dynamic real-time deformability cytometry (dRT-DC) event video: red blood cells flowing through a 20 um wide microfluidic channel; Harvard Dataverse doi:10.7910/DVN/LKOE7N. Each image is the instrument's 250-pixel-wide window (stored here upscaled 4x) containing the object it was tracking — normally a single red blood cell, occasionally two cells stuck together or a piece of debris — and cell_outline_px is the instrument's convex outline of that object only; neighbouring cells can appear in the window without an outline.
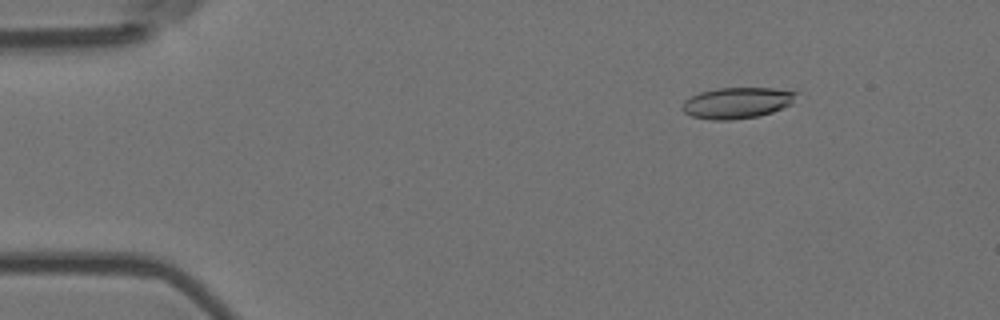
{"species": "Egyptian fruit bat (a non-hibernating species)", "species_latin": "Rousettus aegyptiacus", "temperature_condition": "room temperature", "stored_images_in_passage": 52, "camera_frame_rate_fps": 3000, "um_per_image_px": 0.085, "animal": {"sex": "female"}, "frame": {"image": 1, "passage_image": 4, "time_ms": 1.0, "image_size_px": [1000, 320], "cell_outline_px": [[796, 92], [792, 104], [772, 112], [760, 116], [732, 120], [712, 120], [692, 116], [684, 112], [680, 108], [684, 100], [700, 92], [716, 88], [772, 88]], "centroid_in_image_um": [62.61, 8.75], "position_along_channel_um": 22.4, "area_um2": 20.63}}
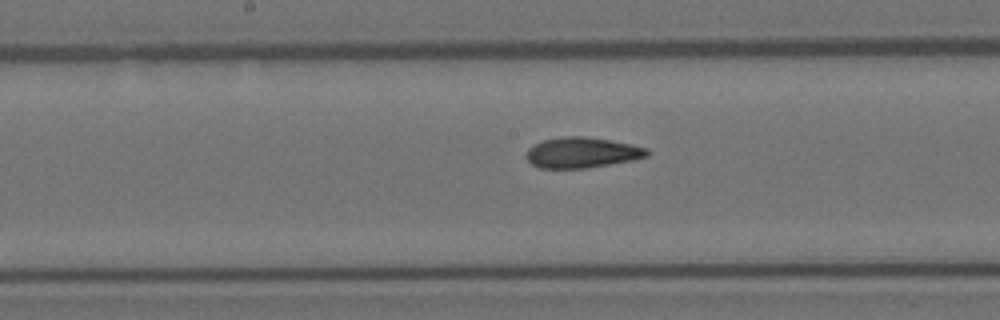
{"frame": {"image": 2, "passage_image": 25, "time_ms": 8.0, "image_size_px": [1000, 320], "cell_outline_px": [[648, 156], [632, 160], [588, 168], [540, 168], [532, 164], [524, 156], [528, 148], [532, 144], [544, 140], [564, 136], [580, 136], [608, 140], [632, 144], [648, 148]], "centroid_in_image_um": [49.43, 12.97], "position_along_channel_um": 198.8, "area_um2": 21.5}}
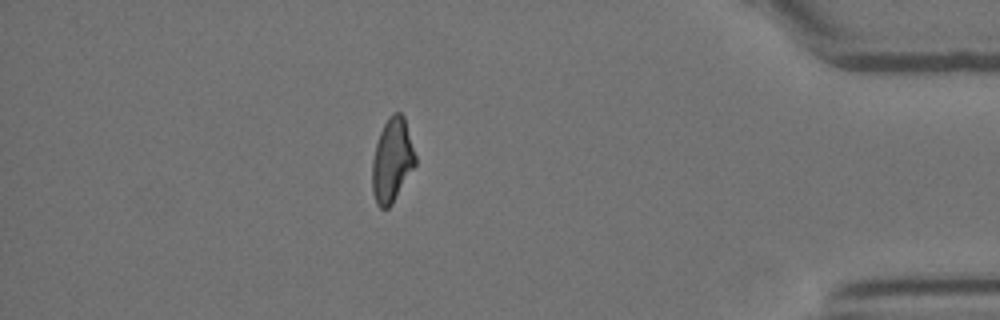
{"frame": {"image": 3, "passage_image": 45, "time_ms": 14.667, "image_size_px": [1000, 320], "cell_outline_px": [[416, 164], [392, 204], [388, 208], [380, 208], [376, 204], [372, 192], [372, 160], [376, 144], [380, 132], [388, 116], [392, 112], [400, 112], [404, 116], [416, 156]], "centroid_in_image_um": [33.32, 13.62], "position_along_channel_um": 401.9, "area_um2": 21.15}, "authors_computed_cell_mechanics": {"area_um2": 21.3571, "velocity_mm_per_s": 3.6716, "shape_relaxation_time_tau1_ms": null, "shape_relaxation_time_tau2_ms": 2.5321, "deformation_change_tau1": null, "deformation_change_tau2": 0.1072}}